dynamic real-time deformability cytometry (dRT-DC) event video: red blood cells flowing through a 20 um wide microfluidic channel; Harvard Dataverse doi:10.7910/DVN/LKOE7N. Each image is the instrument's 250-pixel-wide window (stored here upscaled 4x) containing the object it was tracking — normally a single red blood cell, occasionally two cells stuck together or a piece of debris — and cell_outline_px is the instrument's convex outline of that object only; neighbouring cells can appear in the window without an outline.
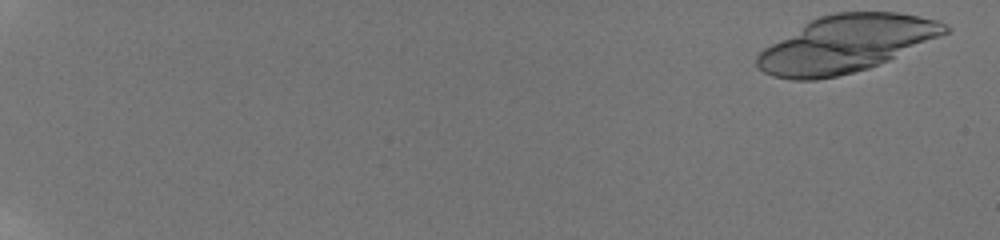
{"species": "human", "species_latin": "Homo sapiens", "temperature_condition": "room temperature", "stored_images_in_passage": 20, "camera_frame_rate_fps": 3000, "um_per_image_px": 0.085, "donor": {"sex": "male"}, "frame": {"image": 1, "passage_image": 1, "time_ms": 0.0, "image_size_px": [1000, 240], "cell_outline_px": [[952, 28], [948, 32], [940, 36], [888, 60], [868, 68], [836, 76], [816, 80], [792, 80], [772, 76], [764, 72], [756, 64], [756, 56], [764, 48], [808, 20], [820, 16], [836, 12], [896, 12], [936, 20]], "centroid_in_image_um": [71.87, 3.73], "position_along_channel_um": 13.1, "area_um2": 61.79}}